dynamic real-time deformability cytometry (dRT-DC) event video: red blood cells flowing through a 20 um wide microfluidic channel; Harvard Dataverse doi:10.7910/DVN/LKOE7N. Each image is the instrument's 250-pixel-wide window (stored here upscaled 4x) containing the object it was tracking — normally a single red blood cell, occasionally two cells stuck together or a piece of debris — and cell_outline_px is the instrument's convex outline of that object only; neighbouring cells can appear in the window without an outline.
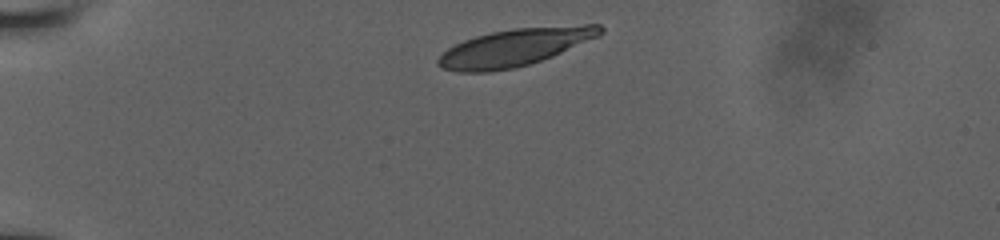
{"species": "human", "species_latin": "Homo sapiens", "temperature_condition": "room temperature", "stored_images_in_passage": 38, "camera_frame_rate_fps": 3000, "um_per_image_px": 0.085, "donor": {"sex": "male"}, "frame": {"image": 1, "passage_image": 1, "time_ms": 0.0, "image_size_px": [1000, 240], "cell_outline_px": [[604, 32], [600, 36], [552, 56], [528, 64], [512, 68], [488, 72], [456, 72], [440, 68], [436, 64], [436, 60], [448, 48], [464, 40], [476, 36], [492, 32], [512, 28], [584, 24], [600, 24], [604, 28]], "centroid_in_image_um": [43.77, 4.02], "position_along_channel_um": 41.2, "area_um2": 35.37}}
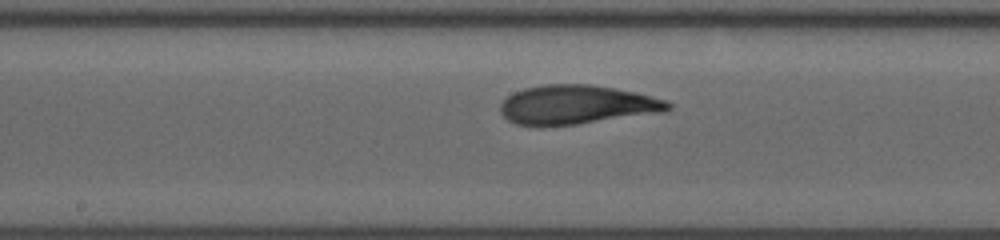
{"frame": {"image": 2, "passage_image": 19, "time_ms": 5.333, "image_size_px": [1000, 240], "cell_outline_px": [[672, 108], [664, 112], [576, 124], [516, 124], [508, 120], [500, 112], [500, 104], [512, 92], [524, 88], [544, 84], [588, 84], [636, 92], [668, 100], [672, 104]], "centroid_in_image_um": [49.06, 8.88], "position_along_channel_um": 199.1, "area_um2": 37.8}}
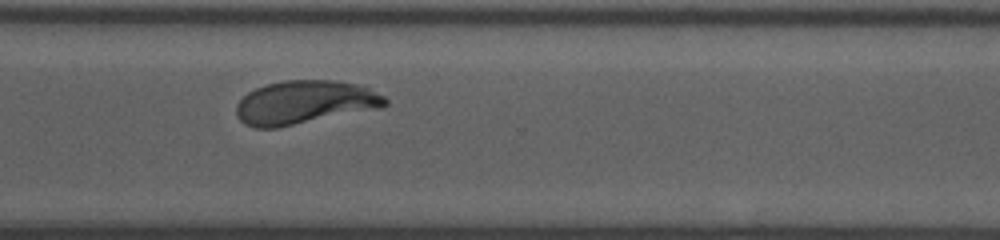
{"frame": {"image": 3, "passage_image": 37, "time_ms": 9.0, "image_size_px": [1000, 240], "cell_outline_px": [[388, 104], [380, 108], [276, 128], [256, 128], [244, 124], [236, 116], [236, 104], [248, 92], [256, 88], [268, 84], [284, 80], [336, 80], [356, 84], [368, 88], [384, 96], [388, 100]], "centroid_in_image_um": [25.88, 8.7], "position_along_channel_um": 344.7, "area_um2": 37.69}}